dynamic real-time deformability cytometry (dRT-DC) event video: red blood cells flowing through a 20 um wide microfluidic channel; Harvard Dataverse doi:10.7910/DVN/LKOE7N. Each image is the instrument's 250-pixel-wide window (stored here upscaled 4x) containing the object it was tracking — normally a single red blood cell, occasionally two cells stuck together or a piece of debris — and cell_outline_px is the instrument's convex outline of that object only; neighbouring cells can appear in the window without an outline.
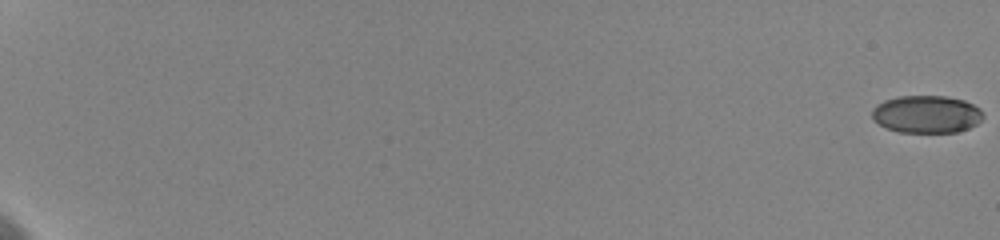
{"species": "human", "species_latin": "Homo sapiens", "temperature_condition": "cold", "stored_images_in_passage": 29, "camera_frame_rate_fps": 3000, "um_per_image_px": 0.085, "donor": {"sex": "female"}, "frame": {"image": 1, "passage_image": 1, "time_ms": 0.0, "image_size_px": [1000, 240], "cell_outline_px": [[984, 116], [976, 124], [968, 128], [956, 132], [900, 132], [888, 128], [880, 124], [872, 116], [872, 108], [876, 104], [884, 100], [900, 96], [944, 96], [964, 100], [980, 108], [984, 112]], "centroid_in_image_um": [78.77, 9.7], "position_along_channel_um": 6.2, "area_um2": 24.22}}
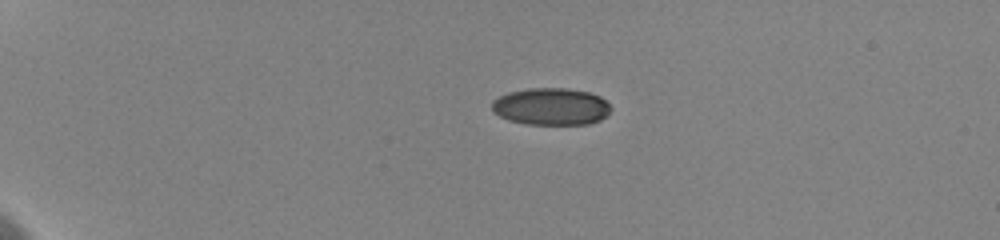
{"frame": {"image": 2, "passage_image": 19, "time_ms": 5.333, "image_size_px": [1000, 240], "cell_outline_px": [[612, 108], [600, 120], [588, 124], [524, 124], [508, 120], [492, 112], [492, 100], [508, 92], [528, 88], [564, 88], [588, 92], [600, 96]], "centroid_in_image_um": [46.8, 9.06], "position_along_channel_um": 38.2, "area_um2": 25.72}}